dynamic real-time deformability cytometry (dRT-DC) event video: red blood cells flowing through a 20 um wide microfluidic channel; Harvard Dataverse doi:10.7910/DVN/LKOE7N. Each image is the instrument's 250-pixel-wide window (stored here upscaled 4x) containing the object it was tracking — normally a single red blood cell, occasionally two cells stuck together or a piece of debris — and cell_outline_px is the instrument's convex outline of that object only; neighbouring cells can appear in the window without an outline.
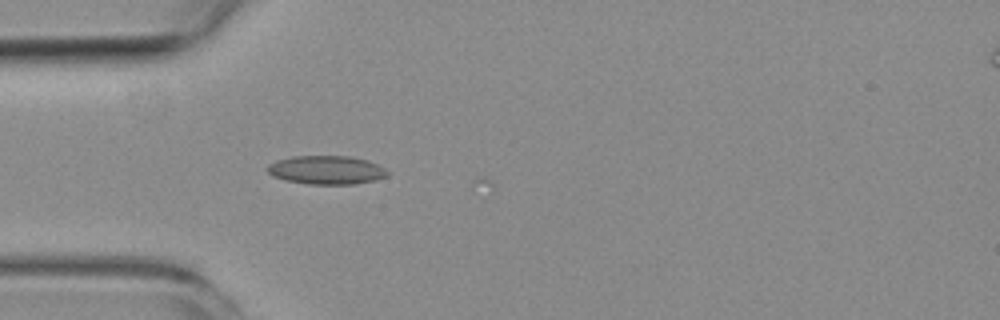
{"species": "common noctule bat (a hibernating species)", "species_latin": "Nyctalus noctula", "temperature_condition": "room temperature", "stored_images_in_passage": 4, "camera_frame_rate_fps": 3000, "um_per_image_px": 0.085, "animal": {"sex": "female", "body_mass_g": 19.3, "forearm_length_mm": 54.1}, "frame": {"image": 1, "passage_image": 4, "time_ms": 3.333, "image_size_px": [1000, 320], "cell_outline_px": [[388, 176], [376, 180], [356, 184], [308, 184], [284, 180], [272, 176], [264, 168], [268, 164], [276, 160], [292, 156], [348, 156], [368, 160], [384, 168], [388, 172]], "centroid_in_image_um": [27.71, 14.45], "position_along_channel_um": 57.3, "area_um2": 20.23}}